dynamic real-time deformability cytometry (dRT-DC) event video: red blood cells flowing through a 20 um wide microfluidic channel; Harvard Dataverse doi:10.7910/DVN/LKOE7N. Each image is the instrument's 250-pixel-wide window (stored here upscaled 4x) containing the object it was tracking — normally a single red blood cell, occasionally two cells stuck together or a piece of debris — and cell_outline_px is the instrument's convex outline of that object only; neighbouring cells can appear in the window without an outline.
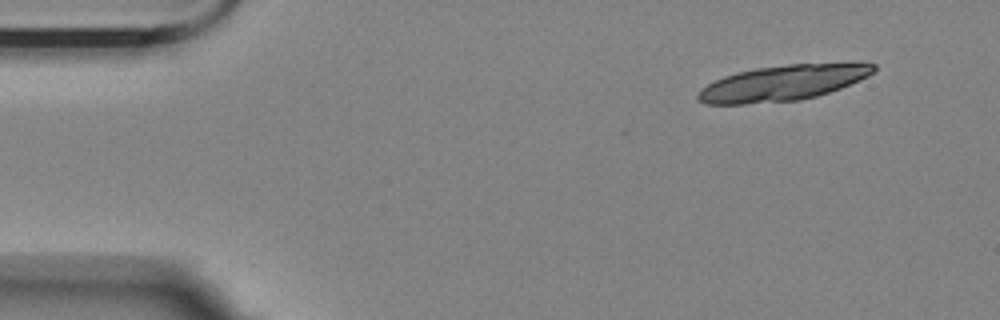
{"species": "Egyptian fruit bat (a non-hibernating species)", "species_latin": "Rousettus aegyptiacus", "temperature_condition": "room temperature", "stored_images_in_passage": 12, "camera_frame_rate_fps": 3000, "um_per_image_px": 0.085, "animal": {"sex": "female"}, "frame": {"image": 1, "passage_image": 1, "time_ms": 0.0, "image_size_px": [1000, 320], "cell_outline_px": [[876, 68], [868, 76], [860, 80], [840, 88], [816, 96], [800, 100], [744, 104], [704, 104], [696, 100], [696, 96], [700, 88], [724, 76], [756, 68], [788, 64], [876, 64]], "centroid_in_image_um": [66.45, 7.07], "position_along_channel_um": 18.5, "area_um2": 35.84}}